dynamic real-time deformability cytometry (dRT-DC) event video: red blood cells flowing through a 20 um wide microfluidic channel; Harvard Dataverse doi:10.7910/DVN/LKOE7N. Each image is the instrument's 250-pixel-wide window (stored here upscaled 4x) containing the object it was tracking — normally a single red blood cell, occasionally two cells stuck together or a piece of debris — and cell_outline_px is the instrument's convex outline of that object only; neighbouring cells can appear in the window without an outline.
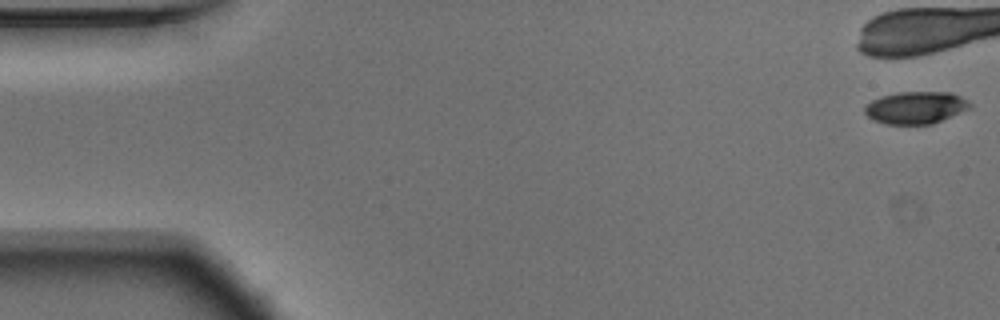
{"species": "Egyptian fruit bat (a non-hibernating species)", "species_latin": "Rousettus aegyptiacus", "temperature_condition": "warm", "stored_images_in_passage": 19, "camera_frame_rate_fps": 3000, "um_per_image_px": 0.085, "animal": {"sex": "male"}, "frame": {"image": 1, "passage_image": 1, "time_ms": 0.0, "image_size_px": [1000, 320], "cell_outline_px": [[972, 108], [932, 124], [888, 124], [872, 120], [864, 112], [864, 108], [872, 100], [880, 96], [900, 92], [952, 92], [968, 100], [972, 104]], "centroid_in_image_um": [77.87, 9.14], "position_along_channel_um": 7.1, "area_um2": 19.88}}